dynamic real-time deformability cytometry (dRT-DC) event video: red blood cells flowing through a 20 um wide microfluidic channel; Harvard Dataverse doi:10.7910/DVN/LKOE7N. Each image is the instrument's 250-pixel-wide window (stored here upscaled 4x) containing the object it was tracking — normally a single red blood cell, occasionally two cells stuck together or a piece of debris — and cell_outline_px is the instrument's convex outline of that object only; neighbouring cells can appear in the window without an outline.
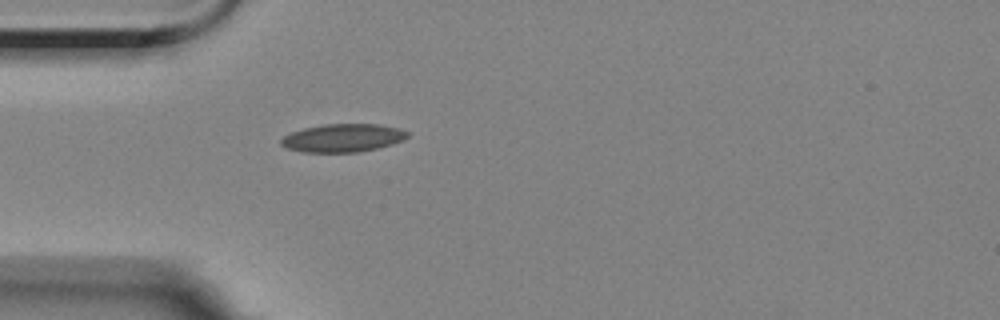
{"species": "Egyptian fruit bat (a non-hibernating species)", "species_latin": "Rousettus aegyptiacus", "temperature_condition": "room temperature", "stored_images_in_passage": 19, "camera_frame_rate_fps": 3000, "um_per_image_px": 0.085, "animal": {"sex": "female"}, "frame": {"image": 1, "passage_image": 1, "time_ms": 0.0, "image_size_px": [1000, 320], "cell_outline_px": [[408, 136], [404, 140], [392, 144], [360, 152], [304, 152], [288, 148], [280, 144], [280, 140], [284, 136], [292, 132], [304, 128], [324, 124], [380, 124], [400, 128], [408, 132]], "centroid_in_image_um": [29.17, 11.72], "position_along_channel_um": 55.8, "area_um2": 20.69}}
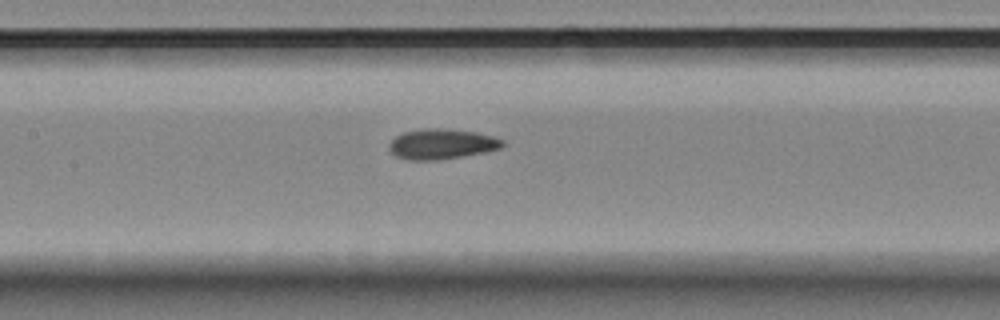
{"frame": {"image": 2, "passage_image": 11, "time_ms": 3.333, "image_size_px": [1000, 320], "cell_outline_px": [[504, 144], [500, 148], [484, 152], [440, 160], [408, 160], [396, 156], [388, 148], [388, 144], [396, 136], [404, 132], [424, 128], [440, 128], [476, 132], [492, 136], [504, 140]], "centroid_in_image_um": [37.52, 12.24], "position_along_channel_um": 169.9, "area_um2": 19.94}}
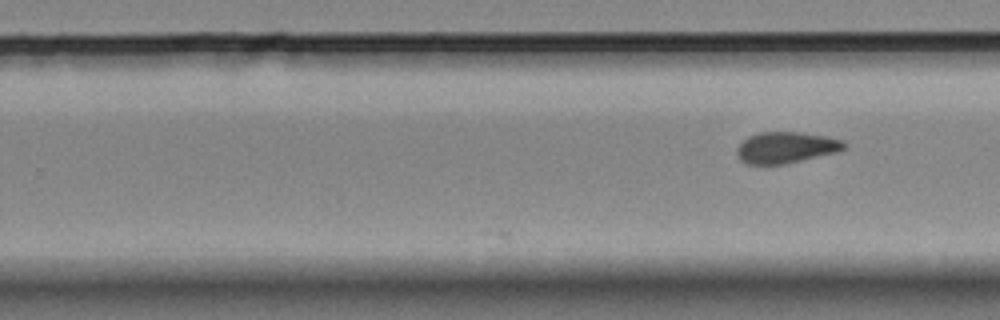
{"frame": {"image": 3, "passage_image": 19, "time_ms": 6.0, "image_size_px": [1000, 320], "cell_outline_px": [[848, 148], [836, 152], [784, 164], [748, 164], [740, 160], [736, 152], [736, 148], [748, 136], [760, 132], [796, 132], [828, 136], [844, 140], [848, 144]], "centroid_in_image_um": [66.84, 12.53], "position_along_channel_um": 263.0, "area_um2": 19.59}}